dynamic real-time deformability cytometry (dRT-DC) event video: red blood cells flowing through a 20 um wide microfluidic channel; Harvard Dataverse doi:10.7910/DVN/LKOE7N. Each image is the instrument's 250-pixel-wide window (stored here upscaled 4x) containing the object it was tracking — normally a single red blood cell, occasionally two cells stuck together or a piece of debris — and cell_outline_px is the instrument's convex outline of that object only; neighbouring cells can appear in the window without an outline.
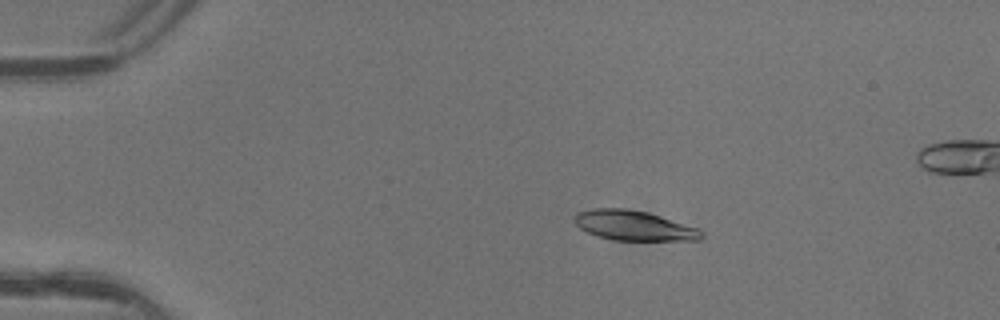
{"species": "common noctule bat (a hibernating species)", "species_latin": "Nyctalus noctula", "temperature_condition": "warm", "stored_images_in_passage": 6, "camera_frame_rate_fps": 3000, "um_per_image_px": 0.085, "animal": {"sex": "female"}, "frame": {"image": 1, "passage_image": 4, "time_ms": 1.0, "image_size_px": [1000, 320], "cell_outline_px": [[704, 236], [700, 240], [616, 240], [600, 236], [588, 232], [580, 228], [576, 224], [576, 212], [592, 208], [624, 208], [648, 212], [700, 228], [704, 232]], "centroid_in_image_um": [53.94, 19.16], "position_along_channel_um": 31.1, "area_um2": 22.08}}